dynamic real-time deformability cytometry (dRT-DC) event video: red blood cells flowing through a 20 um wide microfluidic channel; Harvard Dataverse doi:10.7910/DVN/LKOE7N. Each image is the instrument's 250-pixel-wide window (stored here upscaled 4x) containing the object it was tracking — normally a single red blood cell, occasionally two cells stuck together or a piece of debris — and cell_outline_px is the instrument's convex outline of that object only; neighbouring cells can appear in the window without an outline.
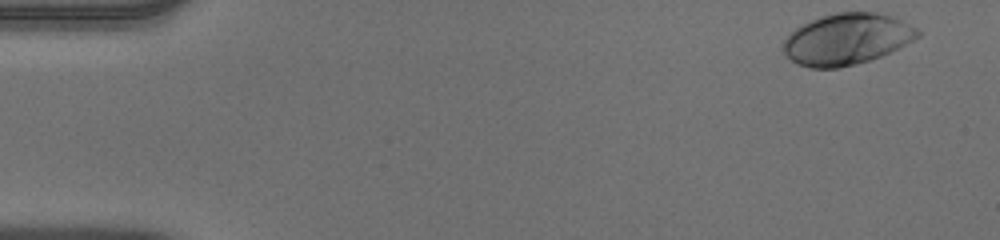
{"species": "human", "species_latin": "Homo sapiens", "temperature_condition": "warm", "stored_images_in_passage": 50, "camera_frame_rate_fps": 3000, "um_per_image_px": 0.085, "donor": {"sex": "male"}, "frame": {"image": 1, "passage_image": 1, "time_ms": 0.0, "image_size_px": [1000, 240], "cell_outline_px": [[920, 36], [880, 56], [868, 60], [836, 68], [812, 68], [796, 64], [784, 56], [780, 48], [784, 40], [796, 28], [812, 20], [836, 12], [876, 12], [892, 16], [916, 28], [920, 32]], "centroid_in_image_um": [71.91, 3.33], "position_along_channel_um": 13.1, "area_um2": 39.71}}
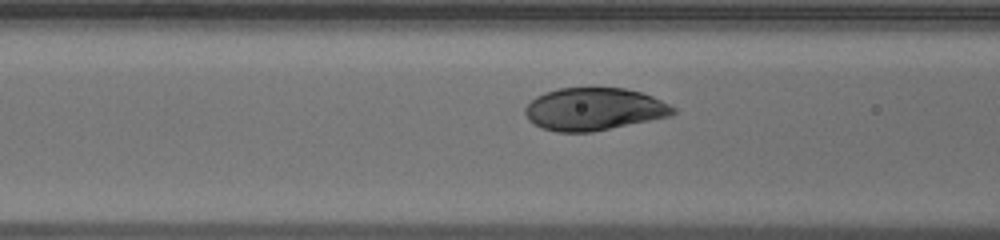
{"frame": {"image": 2, "passage_image": 19, "time_ms": 6.0, "image_size_px": [1000, 240], "cell_outline_px": [[676, 112], [672, 116], [592, 132], [556, 132], [532, 124], [528, 120], [524, 112], [524, 108], [536, 96], [544, 92], [560, 88], [624, 88], [640, 92], [652, 96], [676, 108]], "centroid_in_image_um": [50.48, 9.28], "position_along_channel_um": 116.1, "area_um2": 36.76}}
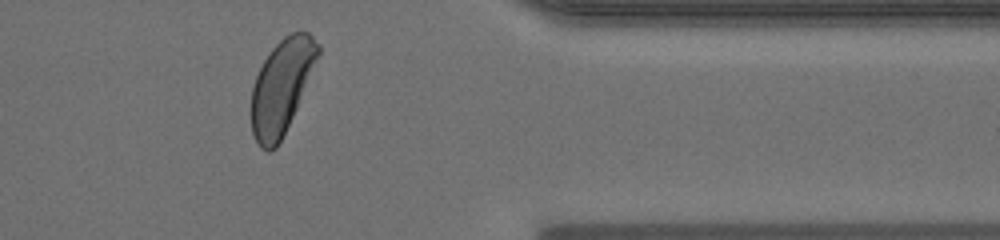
{"frame": {"image": 3, "passage_image": 41, "time_ms": 13.333, "image_size_px": [1000, 240], "cell_outline_px": [[320, 52], [296, 108], [276, 148], [268, 152], [260, 148], [252, 132], [252, 88], [256, 76], [268, 52], [284, 36], [292, 32], [308, 32], [320, 44]], "centroid_in_image_um": [23.92, 7.34], "position_along_channel_um": 387.5, "area_um2": 35.84}, "authors_computed_cell_mechanics": {"area_um2": 38.2636, "velocity_mm_per_s": 3.9064, "shape_relaxation_time_tau1_ms": 2.1962, "shape_relaxation_time_tau2_ms": null, "deformation_change_tau1": 0.1519, "deformation_change_tau2": null}}